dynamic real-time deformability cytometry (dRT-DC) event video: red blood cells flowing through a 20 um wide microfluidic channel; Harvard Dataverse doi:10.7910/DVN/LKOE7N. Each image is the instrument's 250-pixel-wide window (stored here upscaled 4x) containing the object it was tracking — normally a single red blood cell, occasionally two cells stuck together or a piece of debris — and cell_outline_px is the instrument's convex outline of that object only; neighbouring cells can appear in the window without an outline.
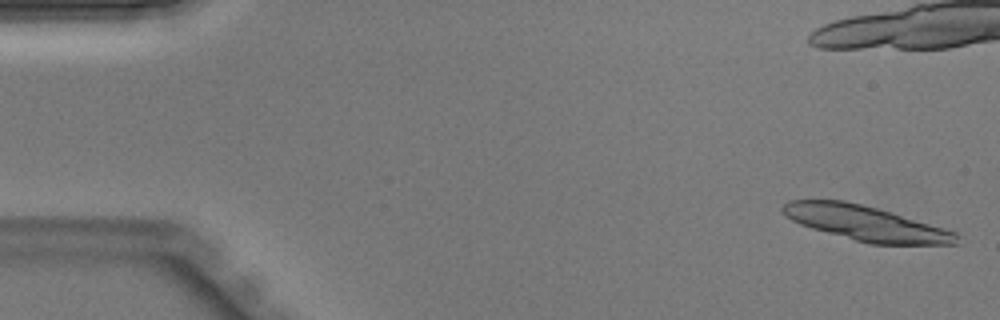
{"species": "Egyptian fruit bat (a non-hibernating species)", "species_latin": "Rousettus aegyptiacus", "temperature_condition": "warm", "stored_images_in_passage": 12, "camera_frame_rate_fps": 3000, "um_per_image_px": 0.085, "animal": {"sex": "male"}, "frame": {"image": 1, "passage_image": 1, "time_ms": 0.0, "image_size_px": [1000, 320], "cell_outline_px": [[956, 244], [868, 244], [812, 228], [800, 224], [784, 216], [780, 208], [788, 200], [844, 200], [892, 212], [944, 228], [956, 232]], "centroid_in_image_um": [73.53, 18.97], "position_along_channel_um": 11.5, "area_um2": 35.03}}